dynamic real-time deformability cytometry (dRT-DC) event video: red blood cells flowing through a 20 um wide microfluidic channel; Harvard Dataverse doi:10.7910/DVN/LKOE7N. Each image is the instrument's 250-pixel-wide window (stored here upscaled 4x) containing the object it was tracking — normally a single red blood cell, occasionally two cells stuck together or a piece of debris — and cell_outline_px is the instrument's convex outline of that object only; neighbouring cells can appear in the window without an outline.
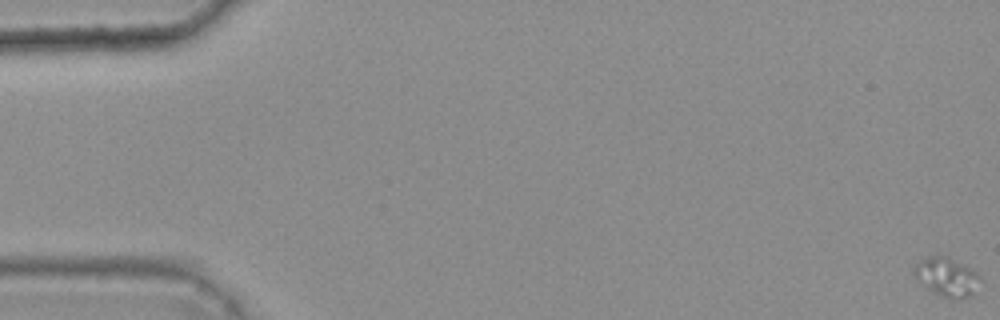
{"species": "common noctule bat (a hibernating species)", "species_latin": "Nyctalus noctula", "temperature_condition": "warm", "stored_images_in_passage": 48, "camera_frame_rate_fps": 3000, "um_per_image_px": 0.085, "animal": {"sex": "female", "body_mass_g": 25.1}, "frame": {"image": 1, "passage_image": 1, "time_ms": 0.0, "image_size_px": [1000, 320], "cell_outline_px": [[976, 276], [972, 296], [944, 296], [932, 292], [916, 280], [912, 272], [912, 268], [920, 260], [928, 256], [948, 256], [972, 268], [976, 272]], "centroid_in_image_um": [80.35, 23.47], "position_along_channel_um": 4.7, "area_um2": 14.28}}